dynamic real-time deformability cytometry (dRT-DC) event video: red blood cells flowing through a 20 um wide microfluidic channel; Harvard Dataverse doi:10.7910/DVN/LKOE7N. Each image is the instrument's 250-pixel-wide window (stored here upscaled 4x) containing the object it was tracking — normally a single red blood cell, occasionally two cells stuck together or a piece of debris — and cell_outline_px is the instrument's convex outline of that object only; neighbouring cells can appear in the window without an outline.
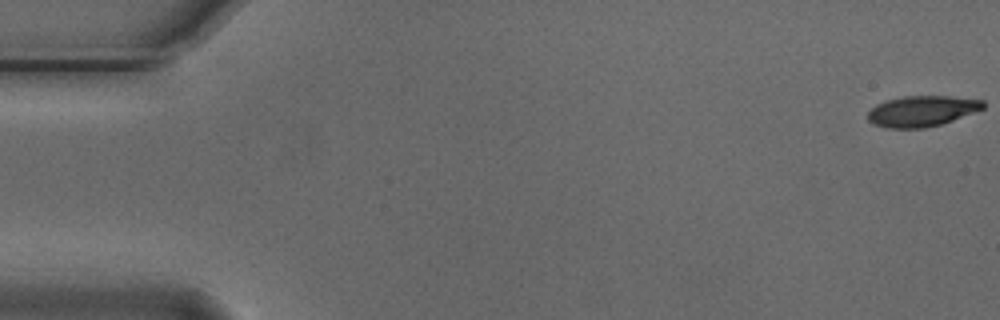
{"species": "Egyptian fruit bat (a non-hibernating species)", "species_latin": "Rousettus aegyptiacus", "temperature_condition": "cold", "stored_images_in_passage": 55, "camera_frame_rate_fps": 3000, "um_per_image_px": 0.085, "animal": {"sex": "male"}, "frame": {"image": 1, "passage_image": 1, "time_ms": 0.0, "image_size_px": [1000, 320], "cell_outline_px": [[984, 108], [952, 120], [940, 124], [924, 128], [888, 128], [872, 124], [868, 120], [868, 112], [876, 104], [888, 100], [904, 96], [948, 96], [984, 100]], "centroid_in_image_um": [78.33, 9.44], "position_along_channel_um": 6.7, "area_um2": 20.46}}
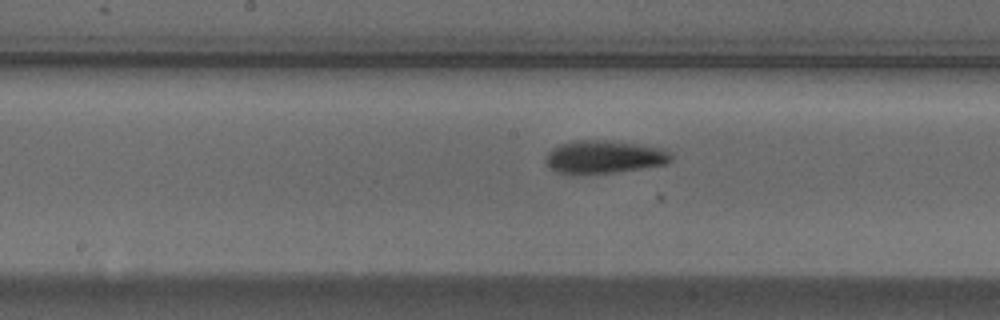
{"frame": {"image": 2, "passage_image": 28, "time_ms": 9.0, "image_size_px": [1000, 320], "cell_outline_px": [[672, 160], [664, 164], [616, 172], [576, 176], [572, 176], [556, 172], [548, 168], [544, 164], [544, 156], [552, 148], [560, 144], [576, 140], [604, 140], [660, 148], [668, 152], [672, 156]], "centroid_in_image_um": [51.2, 13.38], "position_along_channel_um": 197.0, "area_um2": 24.39}}
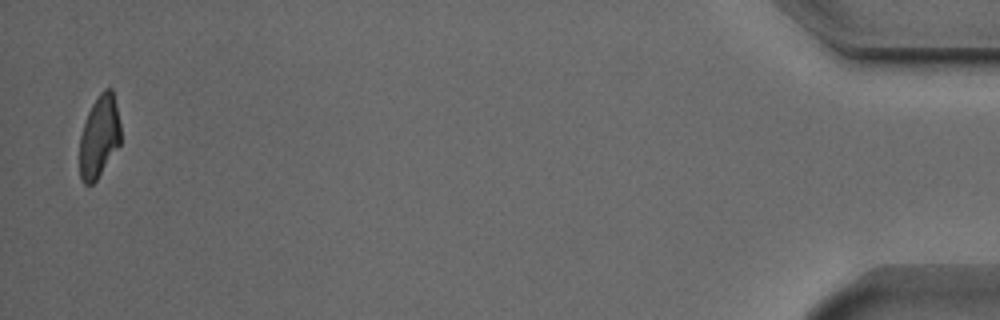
{"frame": {"image": 3, "passage_image": 54, "time_ms": 17.667, "image_size_px": [1000, 320], "cell_outline_px": [[120, 144], [96, 180], [92, 184], [84, 184], [80, 180], [80, 136], [88, 112], [92, 104], [100, 92], [104, 88], [112, 88], [116, 104], [120, 124]], "centroid_in_image_um": [8.43, 11.6], "position_along_channel_um": 426.8, "area_um2": 19.54}}